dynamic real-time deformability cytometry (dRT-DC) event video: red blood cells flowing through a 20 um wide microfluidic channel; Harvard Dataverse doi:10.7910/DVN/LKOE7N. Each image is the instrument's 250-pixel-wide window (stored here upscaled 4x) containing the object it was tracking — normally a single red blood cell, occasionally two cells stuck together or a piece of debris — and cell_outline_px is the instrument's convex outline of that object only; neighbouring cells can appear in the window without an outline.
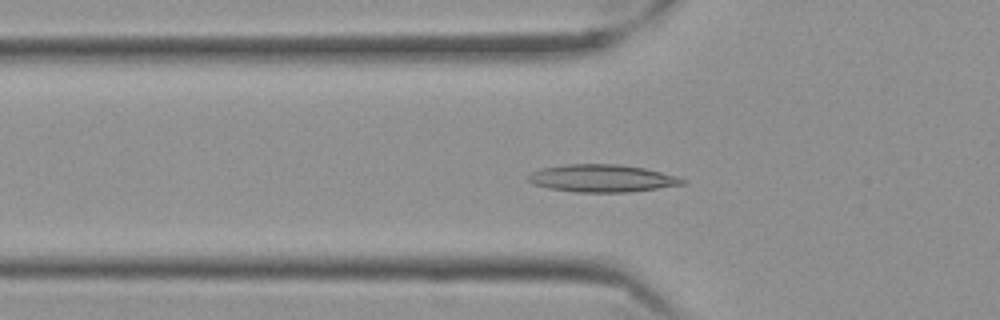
{"species": "Egyptian fruit bat (a non-hibernating species)", "species_latin": "Rousettus aegyptiacus", "temperature_condition": "cold", "stored_images_in_passage": 57, "camera_frame_rate_fps": 3000, "um_per_image_px": 0.085, "frame": {"image": 1, "passage_image": 19, "time_ms": 6.0, "image_size_px": [1000, 320], "cell_outline_px": [[688, 180], [684, 184], [628, 192], [576, 192], [548, 188], [532, 184], [524, 176], [532, 172], [544, 168], [568, 164], [616, 164], [644, 168], [676, 176]], "centroid_in_image_um": [51.14, 15.16], "position_along_channel_um": 74.7, "area_um2": 24.57}}
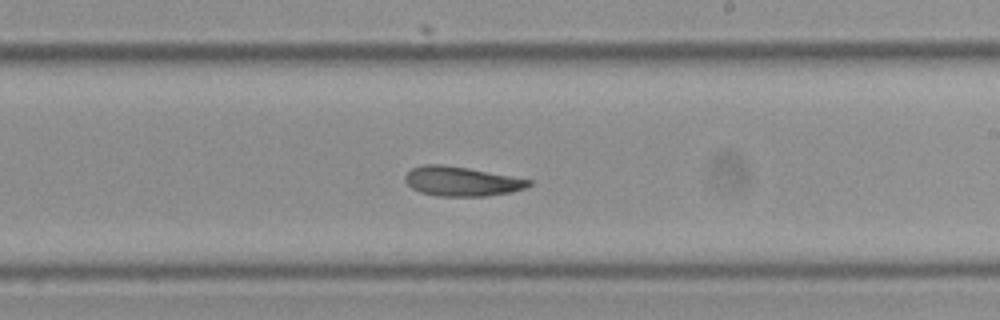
{"frame": {"image": 2, "passage_image": 34, "time_ms": 11.0, "image_size_px": [1000, 320], "cell_outline_px": [[532, 184], [524, 188], [508, 192], [484, 196], [440, 196], [420, 192], [412, 188], [404, 180], [404, 176], [412, 168], [424, 164], [440, 164], [468, 168], [532, 180]], "centroid_in_image_um": [39.19, 15.41], "position_along_channel_um": 249.8, "area_um2": 20.98}}
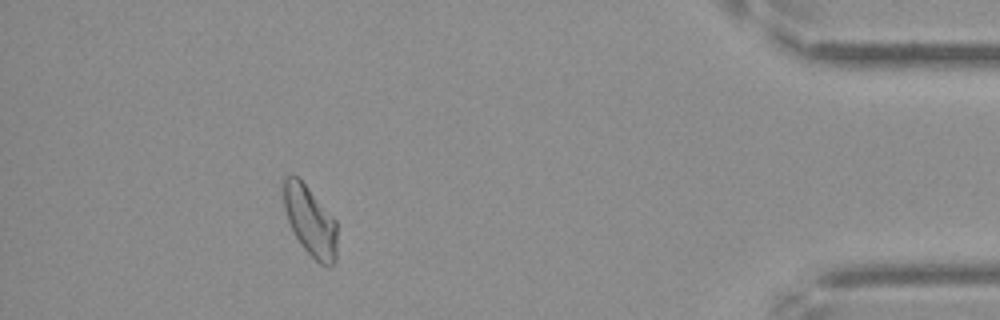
{"frame": {"image": 3, "passage_image": 52, "time_ms": 17.0, "image_size_px": [1000, 320], "cell_outline_px": [[336, 260], [332, 268], [328, 268], [320, 264], [300, 244], [288, 220], [284, 208], [280, 188], [284, 176], [296, 176], [304, 184], [336, 220]], "centroid_in_image_um": [26.34, 18.79], "position_along_channel_um": 408.9, "area_um2": 21.85}, "authors_computed_cell_mechanics": {"area_um2": 22.3108, "velocity_mm_per_s": 3.4868, "shape_relaxation_time_tau1_ms": null, "shape_relaxation_time_tau2_ms": 4.6254, "deformation_change_tau1": null, "deformation_change_tau2": 0.1087}}